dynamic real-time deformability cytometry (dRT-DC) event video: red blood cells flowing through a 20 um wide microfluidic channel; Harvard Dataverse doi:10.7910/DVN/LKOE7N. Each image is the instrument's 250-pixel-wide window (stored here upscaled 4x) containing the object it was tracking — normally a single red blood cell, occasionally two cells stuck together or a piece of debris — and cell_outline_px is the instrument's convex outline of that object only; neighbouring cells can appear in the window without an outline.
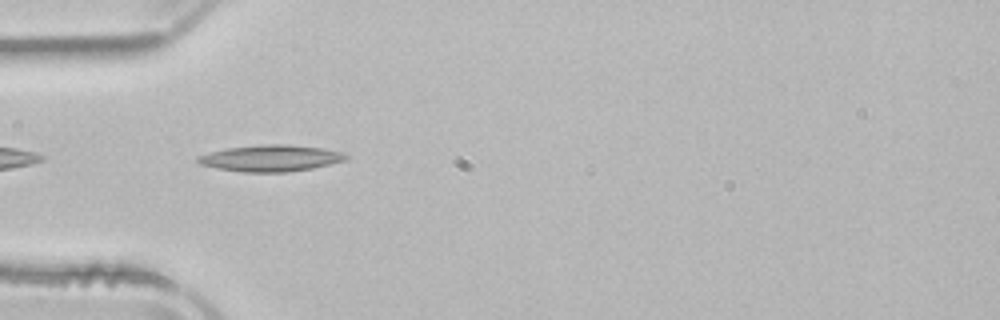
{"species": "common noctule bat (a hibernating species)", "species_latin": "Nyctalus noctula", "temperature_condition": "room temperature", "stored_images_in_passage": 23, "camera_frame_rate_fps": 3000, "um_per_image_px": 0.085, "animal": {"sex": "male", "body_mass_g": 21.5, "forearm_length_mm": 52.0}, "frame": {"image": 1, "passage_image": 2, "time_ms": 0.333, "image_size_px": [1000, 320], "cell_outline_px": [[348, 156], [344, 160], [312, 168], [288, 172], [244, 172], [216, 168], [200, 164], [196, 160], [196, 156], [208, 152], [228, 148], [260, 144], [288, 144], [324, 148], [344, 152]], "centroid_in_image_um": [22.98, 13.43], "position_along_channel_um": 62.0, "area_um2": 22.89}}
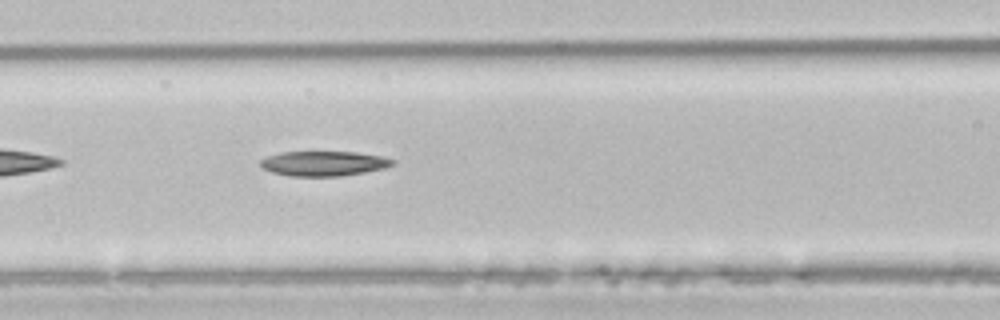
{"frame": {"image": 2, "passage_image": 8, "time_ms": 2.333, "image_size_px": [1000, 320], "cell_outline_px": [[396, 164], [384, 168], [364, 172], [340, 176], [288, 176], [272, 172], [264, 168], [260, 164], [260, 160], [268, 156], [280, 152], [356, 152], [380, 156], [396, 160]], "centroid_in_image_um": [27.53, 13.89], "position_along_channel_um": 139.1, "area_um2": 19.07}}
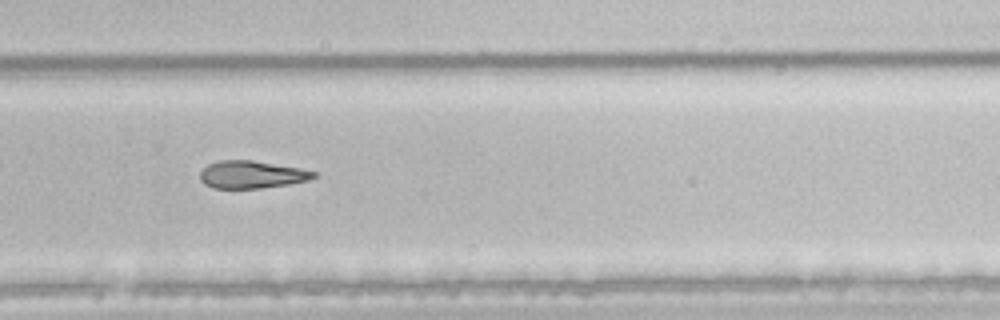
{"frame": {"image": 3, "passage_image": 21, "time_ms": 6.667, "image_size_px": [1000, 320], "cell_outline_px": [[316, 176], [308, 180], [288, 184], [260, 188], [212, 188], [204, 184], [200, 180], [200, 172], [208, 164], [220, 160], [252, 160], [300, 168], [316, 172]], "centroid_in_image_um": [21.36, 14.84], "position_along_channel_um": 308.4, "area_um2": 18.15}}